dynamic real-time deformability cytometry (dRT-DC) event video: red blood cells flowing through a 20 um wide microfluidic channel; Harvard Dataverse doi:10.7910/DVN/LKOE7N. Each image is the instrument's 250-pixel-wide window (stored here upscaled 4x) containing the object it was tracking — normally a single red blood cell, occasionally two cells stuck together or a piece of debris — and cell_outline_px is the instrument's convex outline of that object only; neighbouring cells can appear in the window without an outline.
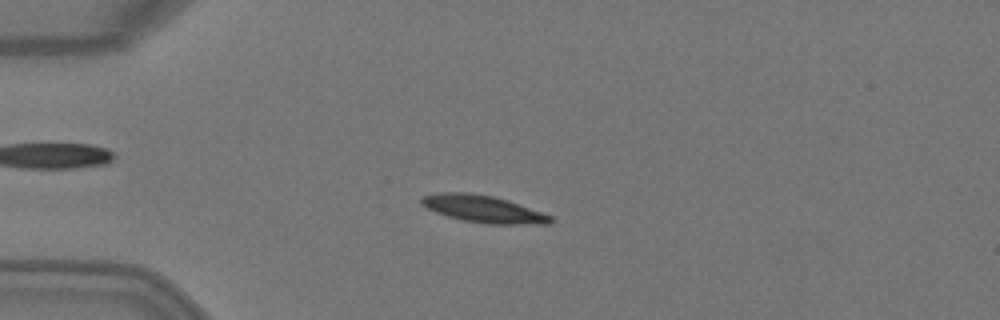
{"species": "Egyptian fruit bat (a non-hibernating species)", "species_latin": "Rousettus aegyptiacus", "temperature_condition": "warm", "stored_images_in_passage": 3, "camera_frame_rate_fps": 3000, "um_per_image_px": 0.085, "animal": {"sex": "female"}, "frame": {"image": 1, "passage_image": 3, "time_ms": 0.667, "image_size_px": [1000, 320], "cell_outline_px": [[552, 224], [484, 224], [460, 220], [436, 212], [420, 204], [420, 196], [440, 192], [468, 192], [492, 196], [508, 200], [552, 216]], "centroid_in_image_um": [41.04, 17.76], "position_along_channel_um": 44.0, "area_um2": 20.52}}